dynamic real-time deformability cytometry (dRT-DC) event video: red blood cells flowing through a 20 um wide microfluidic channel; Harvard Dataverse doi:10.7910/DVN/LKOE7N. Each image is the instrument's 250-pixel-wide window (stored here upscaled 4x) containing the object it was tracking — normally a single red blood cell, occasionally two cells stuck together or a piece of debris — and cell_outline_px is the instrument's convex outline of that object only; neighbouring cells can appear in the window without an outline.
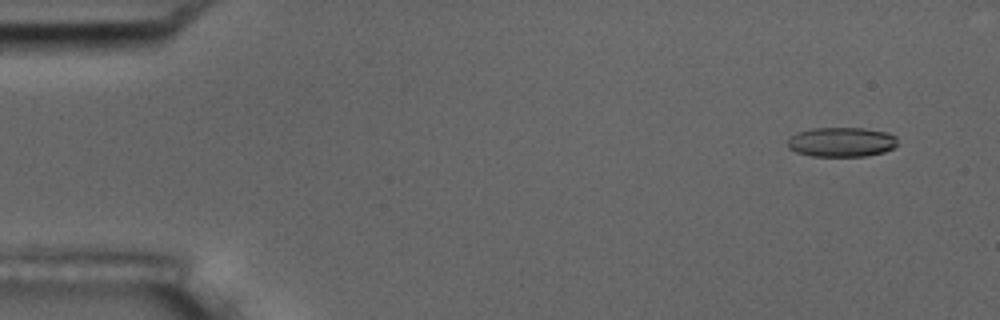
{"species": "common noctule bat (a hibernating species)", "species_latin": "Nyctalus noctula", "temperature_condition": "room temperature", "stored_images_in_passage": 9, "camera_frame_rate_fps": 3000, "um_per_image_px": 0.085, "animal": {"sex": "male", "body_mass_g": 17.5, "forearm_length_mm": 52.3}, "frame": {"image": 1, "passage_image": 2, "time_ms": 1.0, "image_size_px": [1000, 320], "cell_outline_px": [[896, 148], [884, 152], [868, 156], [812, 156], [796, 152], [788, 148], [788, 140], [796, 132], [812, 128], [864, 128], [888, 132], [896, 136]], "centroid_in_image_um": [71.55, 12.07], "position_along_channel_um": 13.5, "area_um2": 19.13}}
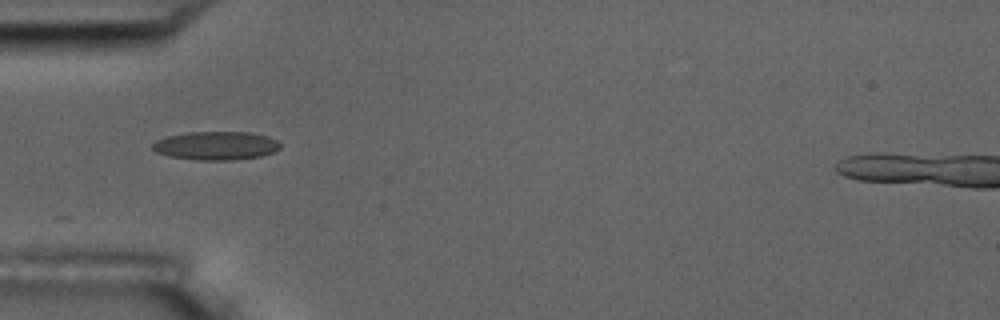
{"frame": {"image": 2, "passage_image": 6, "time_ms": 5.667, "image_size_px": [1000, 320], "cell_outline_px": [[280, 148], [272, 152], [260, 156], [232, 160], [196, 160], [168, 156], [156, 152], [152, 148], [152, 144], [156, 140], [168, 136], [188, 132], [252, 132], [268, 136], [276, 140], [280, 144]], "centroid_in_image_um": [18.35, 12.38], "position_along_channel_um": 66.7, "area_um2": 21.21}}
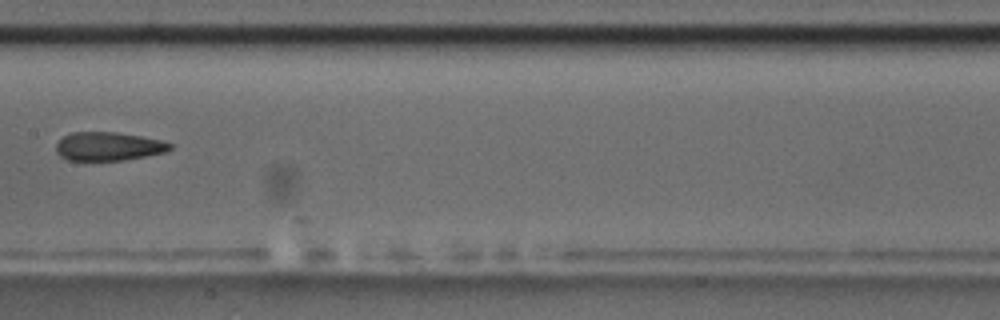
{"frame": {"image": 3, "passage_image": 9, "time_ms": 9.333, "image_size_px": [1000, 320], "cell_outline_px": [[172, 148], [164, 152], [124, 160], [68, 160], [60, 156], [56, 152], [56, 144], [64, 136], [72, 132], [116, 132], [164, 140], [172, 144]], "centroid_in_image_um": [9.21, 12.43], "position_along_channel_um": 198.2, "area_um2": 18.9}}